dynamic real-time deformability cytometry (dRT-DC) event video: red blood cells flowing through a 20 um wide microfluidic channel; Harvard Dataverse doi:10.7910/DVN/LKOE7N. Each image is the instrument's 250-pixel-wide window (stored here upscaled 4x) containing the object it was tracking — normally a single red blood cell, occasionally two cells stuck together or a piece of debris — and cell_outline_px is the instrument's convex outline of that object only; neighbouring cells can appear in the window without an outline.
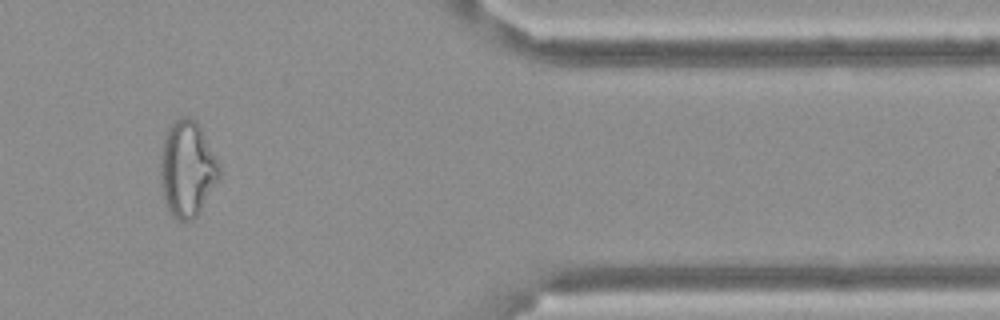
{"species": "Egyptian fruit bat (a non-hibernating species)", "species_latin": "Rousettus aegyptiacus", "temperature_condition": "cold", "stored_images_in_passage": 14, "camera_frame_rate_fps": 3000, "um_per_image_px": 0.085, "frame": {"image": 1, "passage_image": 12, "time_ms": 3.667, "image_size_px": [1000, 320], "cell_outline_px": [[224, 172], [200, 212], [192, 220], [176, 220], [172, 216], [164, 200], [160, 180], [160, 148], [164, 136], [168, 128], [180, 116], [188, 116], [196, 120]], "centroid_in_image_um": [15.92, 14.36], "position_along_channel_um": 395.5, "area_um2": 33.47}}